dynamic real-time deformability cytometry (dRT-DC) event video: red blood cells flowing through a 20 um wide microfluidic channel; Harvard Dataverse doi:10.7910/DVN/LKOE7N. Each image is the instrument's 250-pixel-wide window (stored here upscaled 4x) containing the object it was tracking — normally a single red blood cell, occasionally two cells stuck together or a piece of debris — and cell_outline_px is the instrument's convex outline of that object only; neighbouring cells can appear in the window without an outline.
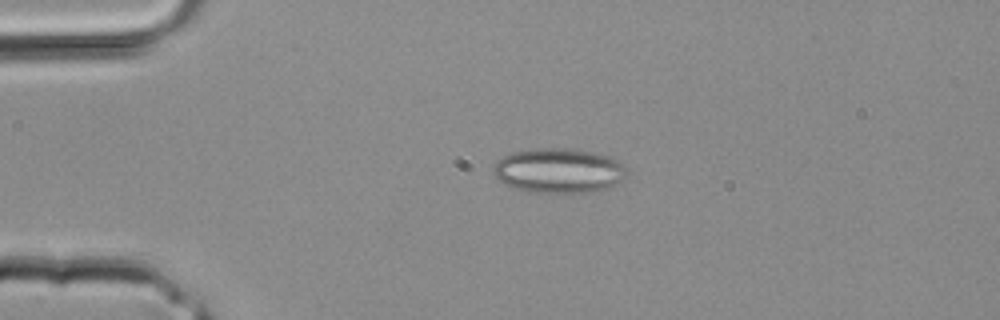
{"species": "common noctule bat (a hibernating species)", "species_latin": "Nyctalus noctula", "temperature_condition": "room temperature", "stored_images_in_passage": 3, "camera_frame_rate_fps": 3000, "um_per_image_px": 0.085, "animal": {"sex": "male", "body_mass_g": 20.4}, "frame": {"image": 1, "passage_image": 3, "time_ms": 0.667, "image_size_px": [1000, 320], "cell_outline_px": [[628, 172], [624, 180], [608, 188], [592, 192], [536, 192], [512, 188], [500, 180], [492, 172], [492, 168], [504, 156], [512, 152], [540, 148], [568, 148], [592, 152], [612, 156], [624, 164], [628, 168]], "centroid_in_image_um": [47.57, 14.5], "position_along_channel_um": 37.4, "area_um2": 34.91}}